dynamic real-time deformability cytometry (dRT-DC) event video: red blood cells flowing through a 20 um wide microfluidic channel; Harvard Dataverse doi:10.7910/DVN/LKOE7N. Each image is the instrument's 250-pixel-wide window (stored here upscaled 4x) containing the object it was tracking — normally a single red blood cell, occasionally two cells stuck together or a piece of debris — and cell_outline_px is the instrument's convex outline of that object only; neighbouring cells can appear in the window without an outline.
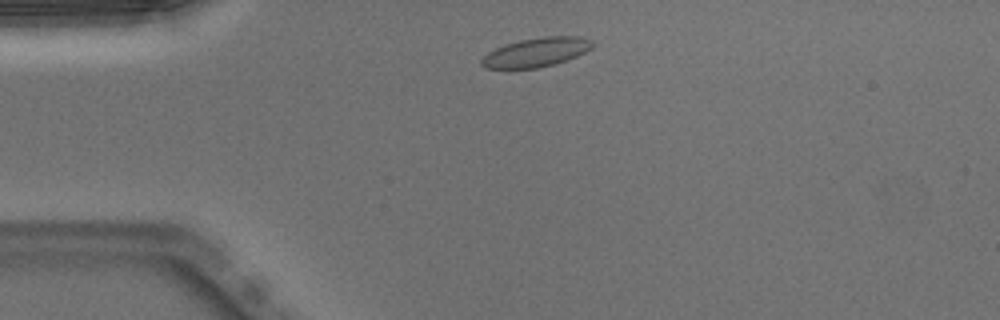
{"species": "Egyptian fruit bat (a non-hibernating species)", "species_latin": "Rousettus aegyptiacus", "temperature_condition": "warm", "stored_images_in_passage": 42, "camera_frame_rate_fps": 3000, "um_per_image_px": 0.085, "animal": {"sex": "male"}, "frame": {"image": 1, "passage_image": 3, "time_ms": 0.667, "image_size_px": [1000, 320], "cell_outline_px": [[592, 48], [576, 56], [552, 64], [536, 68], [484, 68], [480, 64], [480, 60], [488, 52], [504, 44], [520, 40], [544, 36], [580, 36], [592, 40]], "centroid_in_image_um": [45.55, 4.43], "position_along_channel_um": 39.5, "area_um2": 18.61}}
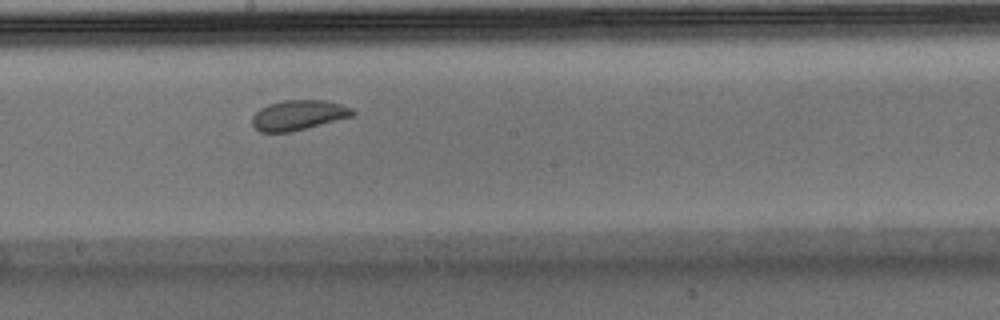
{"frame": {"image": 2, "passage_image": 19, "time_ms": 6.0, "image_size_px": [1000, 320], "cell_outline_px": [[356, 112], [352, 116], [292, 132], [260, 132], [252, 124], [252, 116], [260, 108], [268, 104], [284, 100], [328, 100], [352, 108]], "centroid_in_image_um": [25.36, 9.78], "position_along_channel_um": 222.8, "area_um2": 17.57}}
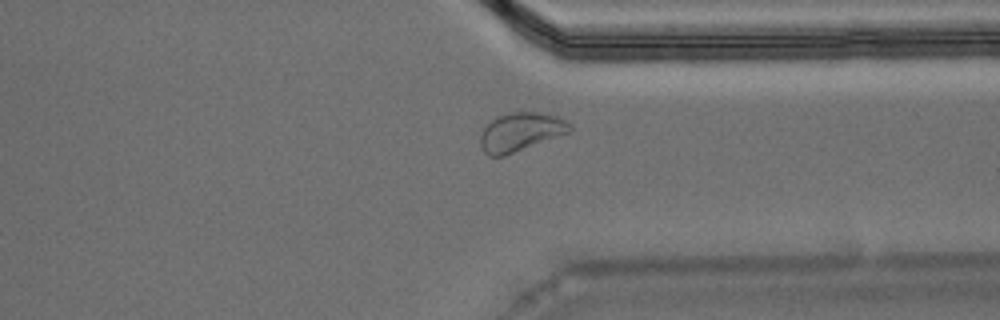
{"frame": {"image": 3, "passage_image": 30, "time_ms": 9.667, "image_size_px": [1000, 320], "cell_outline_px": [[572, 132], [504, 156], [488, 156], [480, 148], [480, 136], [484, 128], [492, 120], [508, 112], [540, 112], [556, 116], [572, 124]], "centroid_in_image_um": [44.27, 11.23], "position_along_channel_um": 367.1, "area_um2": 20.23}, "authors_computed_cell_mechanics": {"area_um2": 18.6116, "velocity_mm_per_s": 3.9465, "shape_relaxation_time_tau1_ms": 3.6895, "shape_relaxation_time_tau2_ms": 1.1934, "deformation_change_tau1": 0.0822, "deformation_change_tau2": 0.0505}}